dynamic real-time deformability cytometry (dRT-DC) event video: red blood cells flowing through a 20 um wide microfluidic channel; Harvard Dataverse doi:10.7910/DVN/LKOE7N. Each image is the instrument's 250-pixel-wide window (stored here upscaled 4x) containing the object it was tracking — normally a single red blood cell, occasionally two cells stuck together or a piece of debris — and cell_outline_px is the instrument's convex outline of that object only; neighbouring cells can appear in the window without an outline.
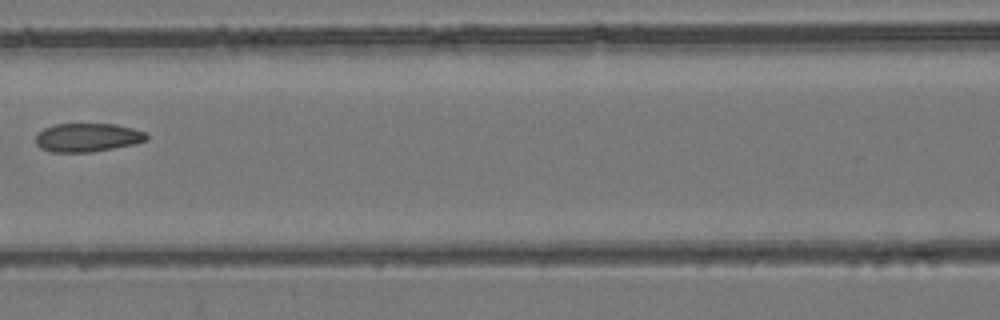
{"species": "common noctule bat (a hibernating species)", "species_latin": "Nyctalus noctula", "temperature_condition": "room temperature", "stored_images_in_passage": 6, "camera_frame_rate_fps": 3000, "um_per_image_px": 0.085, "animal": {"sex": "female", "body_mass_g": 24.6, "forearm_length_mm": 56.2}, "frame": {"image": 1, "passage_image": 6, "time_ms": 8.0, "image_size_px": [1000, 320], "cell_outline_px": [[148, 140], [132, 144], [92, 152], [52, 152], [40, 148], [36, 144], [36, 136], [44, 128], [56, 124], [116, 124], [132, 128], [144, 132], [148, 136]], "centroid_in_image_um": [7.42, 11.69], "position_along_channel_um": 159.2, "area_um2": 18.32}}